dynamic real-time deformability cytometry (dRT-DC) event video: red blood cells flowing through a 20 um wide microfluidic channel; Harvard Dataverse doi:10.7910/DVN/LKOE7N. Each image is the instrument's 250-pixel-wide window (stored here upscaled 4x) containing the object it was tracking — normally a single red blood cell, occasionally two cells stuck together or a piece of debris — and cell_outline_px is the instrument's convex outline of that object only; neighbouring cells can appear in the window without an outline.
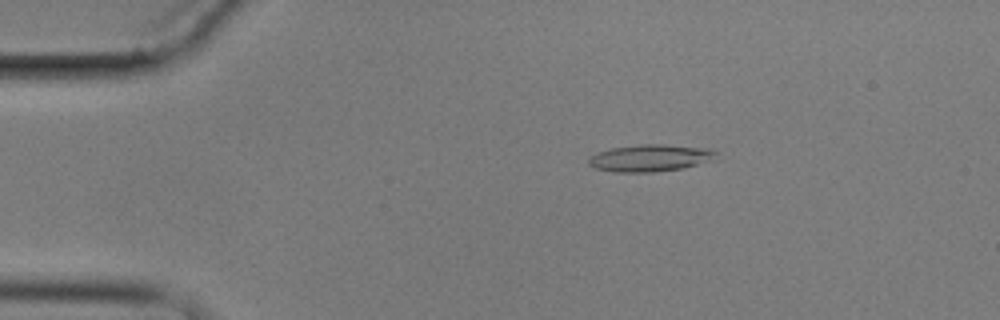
{"species": "common noctule bat (a hibernating species)", "species_latin": "Nyctalus noctula", "temperature_condition": "cold", "stored_images_in_passage": 4, "camera_frame_rate_fps": 3000, "um_per_image_px": 0.085, "animal": {"sex": "male", "body_mass_g": 17.9}, "frame": {"image": 1, "passage_image": 3, "time_ms": 2.333, "image_size_px": [1000, 320], "cell_outline_px": [[716, 160], [684, 168], [656, 172], [612, 172], [596, 168], [588, 164], [588, 160], [596, 152], [612, 148], [640, 144], [664, 144], [708, 148], [716, 152]], "centroid_in_image_um": [55.3, 13.43], "position_along_channel_um": 29.7, "area_um2": 20.29}}